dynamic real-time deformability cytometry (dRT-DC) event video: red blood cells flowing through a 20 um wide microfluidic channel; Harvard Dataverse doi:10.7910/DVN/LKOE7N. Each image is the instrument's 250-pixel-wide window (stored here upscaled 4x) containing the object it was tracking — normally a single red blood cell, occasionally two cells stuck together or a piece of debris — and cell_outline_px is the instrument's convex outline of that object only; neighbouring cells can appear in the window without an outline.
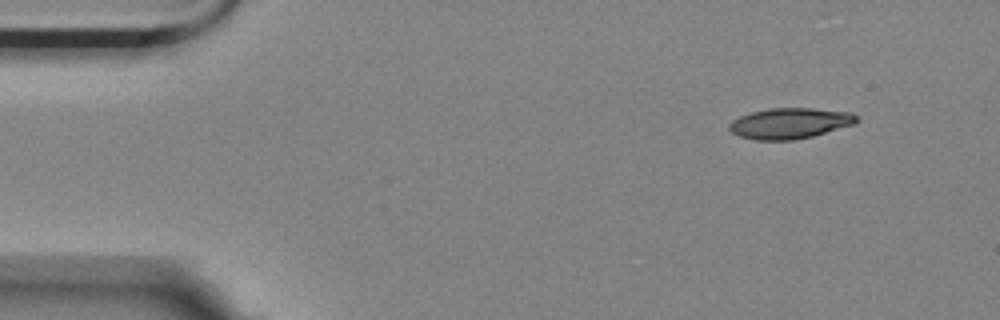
{"species": "Egyptian fruit bat (a non-hibernating species)", "species_latin": "Rousettus aegyptiacus", "temperature_condition": "room temperature", "stored_images_in_passage": 4, "camera_frame_rate_fps": 3000, "um_per_image_px": 0.085, "animal": {"sex": "female"}, "frame": {"image": 1, "passage_image": 1, "time_ms": 0.0, "image_size_px": [1000, 320], "cell_outline_px": [[860, 120], [856, 124], [812, 136], [792, 140], [756, 140], [740, 136], [732, 132], [728, 128], [728, 124], [732, 120], [740, 116], [752, 112], [768, 108], [812, 108], [852, 112]], "centroid_in_image_um": [67.16, 10.47], "position_along_channel_um": 17.8, "area_um2": 22.89}}
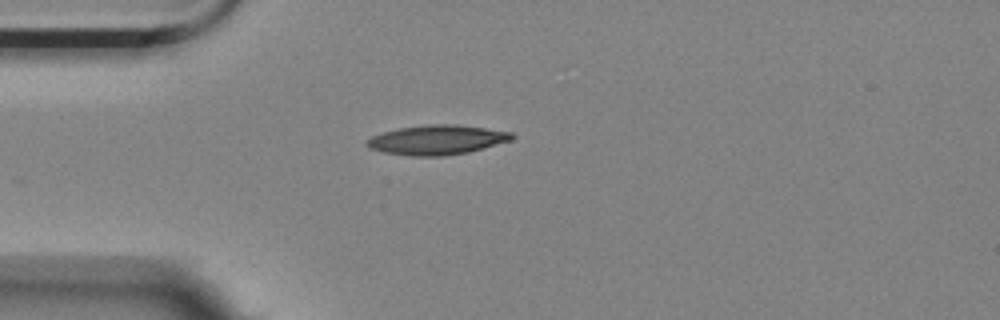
{"frame": {"image": 2, "passage_image": 3, "time_ms": 0.667, "image_size_px": [1000, 320], "cell_outline_px": [[516, 136], [512, 140], [468, 152], [444, 156], [412, 156], [384, 152], [368, 148], [364, 144], [364, 140], [372, 136], [384, 132], [400, 128], [424, 124], [456, 124], [512, 132]], "centroid_in_image_um": [37.12, 11.89], "position_along_channel_um": 47.9, "area_um2": 25.09}}